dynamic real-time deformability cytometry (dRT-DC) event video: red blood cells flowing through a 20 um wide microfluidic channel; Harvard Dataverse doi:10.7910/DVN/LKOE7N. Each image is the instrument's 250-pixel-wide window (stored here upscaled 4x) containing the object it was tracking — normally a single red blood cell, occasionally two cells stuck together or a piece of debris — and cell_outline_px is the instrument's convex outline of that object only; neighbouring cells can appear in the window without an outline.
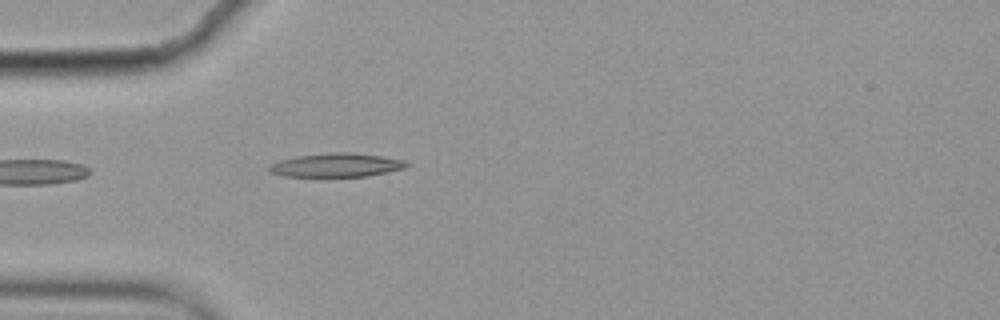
{"species": "common noctule bat (a hibernating species)", "species_latin": "Nyctalus noctula", "temperature_condition": "cold", "stored_images_in_passage": 3, "camera_frame_rate_fps": 3000, "um_per_image_px": 0.085, "animal": {"sex": "female", "body_mass_g": 19.9}, "frame": {"image": 1, "passage_image": 3, "time_ms": 0.667, "image_size_px": [1000, 320], "cell_outline_px": [[408, 164], [404, 168], [388, 172], [368, 176], [284, 176], [268, 172], [268, 168], [272, 164], [280, 160], [296, 156], [336, 152], [344, 152], [380, 156], [404, 160]], "centroid_in_image_um": [28.57, 14.04], "position_along_channel_um": 56.4, "area_um2": 18.67}}